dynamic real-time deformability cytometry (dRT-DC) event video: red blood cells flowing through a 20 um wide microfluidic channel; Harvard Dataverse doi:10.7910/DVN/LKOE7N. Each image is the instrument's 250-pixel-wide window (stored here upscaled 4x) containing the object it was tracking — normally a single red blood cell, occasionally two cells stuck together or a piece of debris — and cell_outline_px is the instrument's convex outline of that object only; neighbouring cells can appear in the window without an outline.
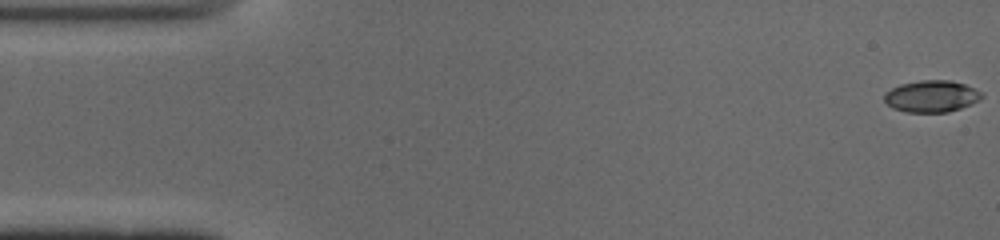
{"species": "common noctule bat (a hibernating species)", "species_latin": "Nyctalus noctula", "temperature_condition": "cold", "stored_images_in_passage": 51, "camera_frame_rate_fps": 3000, "um_per_image_px": 0.085, "animal": {"sex": "male", "body_mass_g": 19.0, "forearm_length_mm": 50.8}, "frame": {"image": 1, "passage_image": 1, "time_ms": 0.0, "image_size_px": [1000, 240], "cell_outline_px": [[984, 96], [980, 100], [960, 108], [948, 112], [904, 112], [892, 108], [884, 100], [884, 92], [900, 84], [920, 80], [948, 80], [964, 84], [980, 92]], "centroid_in_image_um": [79.14, 8.18], "position_along_channel_um": 5.9, "area_um2": 17.98}}
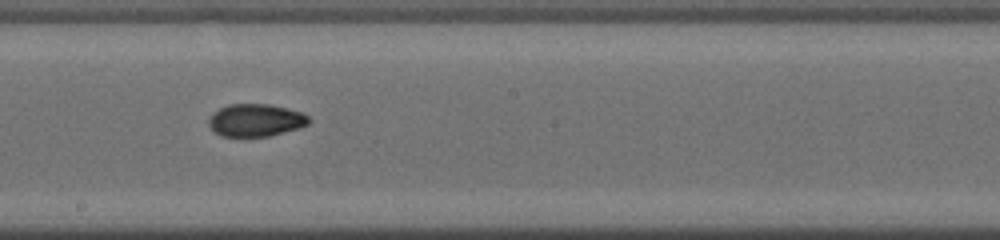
{"frame": {"image": 2, "passage_image": 28, "time_ms": 9.0, "image_size_px": [1000, 240], "cell_outline_px": [[308, 124], [296, 128], [268, 136], [220, 136], [208, 124], [208, 120], [220, 108], [228, 104], [268, 104], [288, 108], [300, 112], [308, 116]], "centroid_in_image_um": [21.71, 10.21], "position_along_channel_um": 226.5, "area_um2": 18.55}}
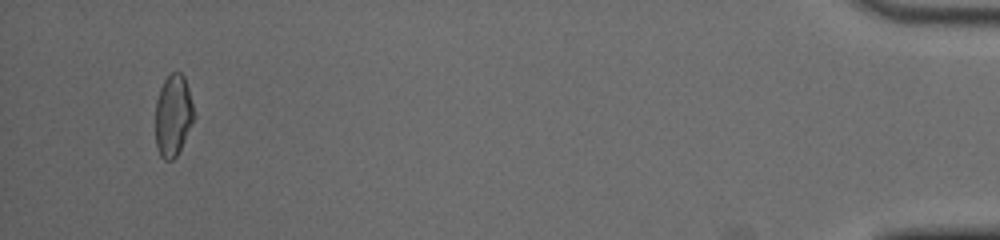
{"frame": {"image": 3, "passage_image": 49, "time_ms": 16.0, "image_size_px": [1000, 240], "cell_outline_px": [[196, 116], [176, 156], [172, 160], [164, 160], [160, 156], [156, 144], [156, 100], [160, 88], [164, 80], [172, 72], [180, 72], [184, 76], [188, 88]], "centroid_in_image_um": [14.72, 9.8], "position_along_channel_um": 420.5, "area_um2": 18.26}, "authors_computed_cell_mechanics": {"area_um2": 18.5538, "velocity_mm_per_s": 3.9438, "shape_relaxation_time_tau1_ms": 7.3856, "shape_relaxation_time_tau2_ms": 2.4307, "deformation_change_tau1": 0.2111, "deformation_change_tau2": 0.0501}}